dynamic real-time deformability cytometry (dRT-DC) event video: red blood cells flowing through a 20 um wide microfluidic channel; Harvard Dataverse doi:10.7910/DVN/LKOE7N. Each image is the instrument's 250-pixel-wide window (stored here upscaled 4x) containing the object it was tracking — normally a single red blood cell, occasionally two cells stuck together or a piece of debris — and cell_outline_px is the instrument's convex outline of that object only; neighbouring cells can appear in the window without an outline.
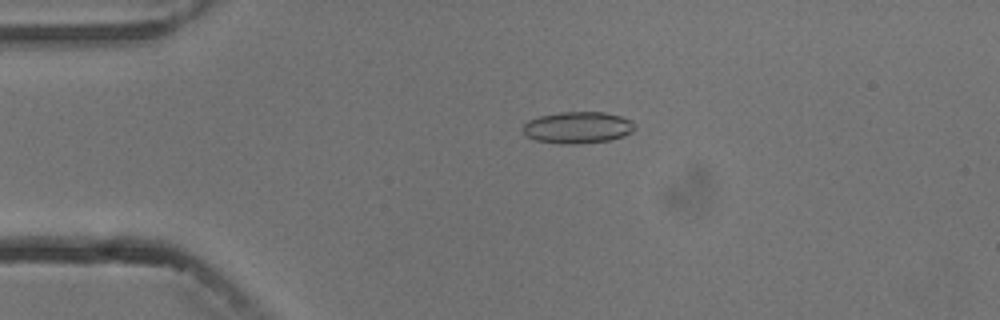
{"species": "common noctule bat (a hibernating species)", "species_latin": "Nyctalus noctula", "temperature_condition": "cold", "stored_images_in_passage": 3, "camera_frame_rate_fps": 3000, "um_per_image_px": 0.085, "animal": {"sex": "male", "body_mass_g": 13.3}, "frame": {"image": 1, "passage_image": 1, "time_ms": 0.0, "image_size_px": [1000, 320], "cell_outline_px": [[636, 128], [632, 132], [624, 136], [608, 140], [576, 144], [564, 144], [536, 140], [528, 136], [520, 128], [528, 120], [540, 116], [560, 112], [604, 112], [620, 116], [632, 120], [636, 124]], "centroid_in_image_um": [49.13, 10.83], "position_along_channel_um": 35.9, "area_um2": 20.69}}
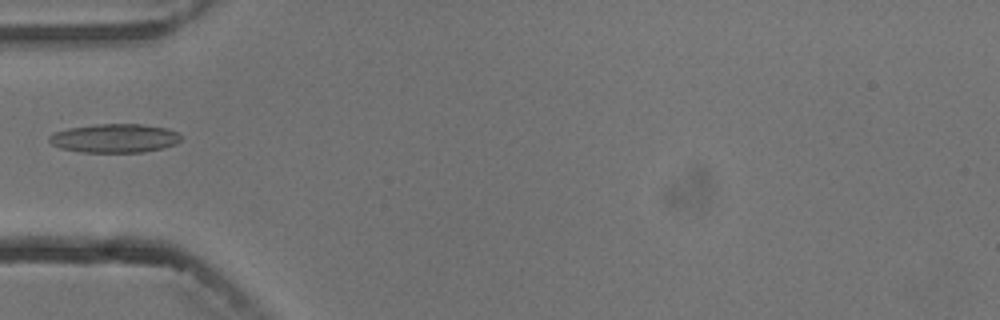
{"frame": {"image": 2, "passage_image": 3, "time_ms": 2.0, "image_size_px": [1000, 320], "cell_outline_px": [[184, 136], [176, 144], [164, 148], [144, 152], [80, 152], [60, 148], [52, 144], [48, 140], [48, 136], [56, 132], [68, 128], [96, 124], [140, 124], [168, 128]], "centroid_in_image_um": [9.77, 11.75], "position_along_channel_um": 75.2, "area_um2": 22.25}}